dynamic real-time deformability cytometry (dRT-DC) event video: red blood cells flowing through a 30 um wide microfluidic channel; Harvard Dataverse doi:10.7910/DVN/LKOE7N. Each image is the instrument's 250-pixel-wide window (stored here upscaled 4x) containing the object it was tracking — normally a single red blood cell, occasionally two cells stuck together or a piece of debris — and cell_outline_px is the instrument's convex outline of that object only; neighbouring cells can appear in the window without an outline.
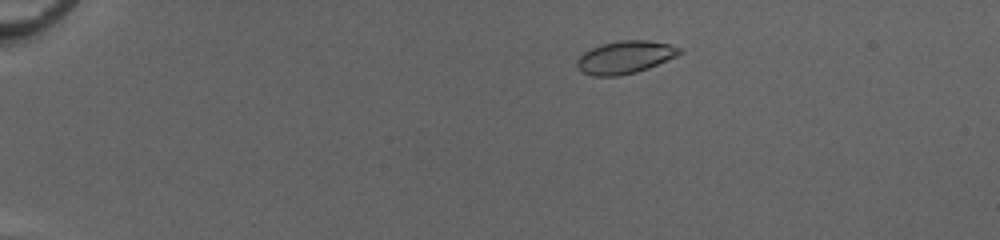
{"species": "common noctule bat (a hibernating species)", "species_latin": "Nyctalus noctula", "temperature_condition": "cold", "stored_images_in_passage": 49, "camera_frame_rate_fps": 3000, "um_per_image_px": 0.085, "animal": {"sex": "female", "body_mass_g": 20.0, "forearm_length_mm": 54.0}, "frame": {"image": 1, "passage_image": 8, "time_ms": 2.333, "image_size_px": [1000, 240], "cell_outline_px": [[684, 52], [676, 56], [648, 68], [636, 72], [620, 76], [592, 76], [584, 72], [576, 64], [576, 60], [584, 52], [600, 44], [620, 40], [648, 40], [668, 44], [680, 48]], "centroid_in_image_um": [53.13, 4.86], "position_along_channel_um": 31.9, "area_um2": 19.42}}
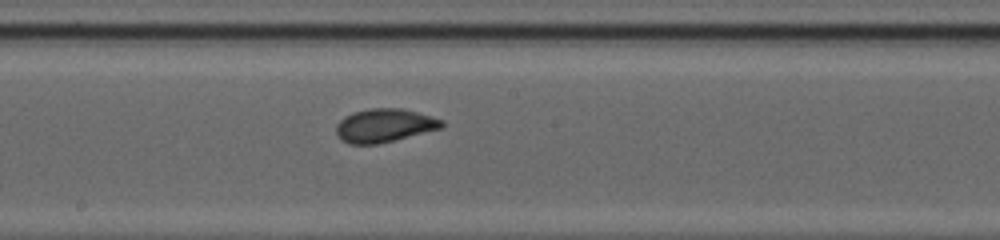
{"frame": {"image": 2, "passage_image": 28, "time_ms": 9.0, "image_size_px": [1000, 240], "cell_outline_px": [[444, 128], [380, 144], [348, 144], [340, 140], [336, 136], [336, 124], [344, 116], [352, 112], [372, 108], [404, 108], [432, 116], [444, 120]], "centroid_in_image_um": [32.68, 10.67], "position_along_channel_um": 215.5, "area_um2": 21.1}}
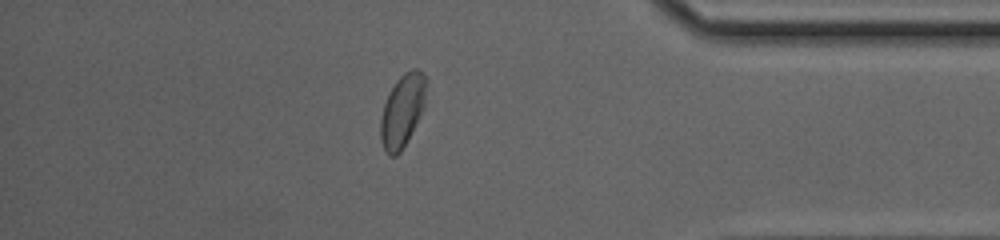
{"frame": {"image": 3, "passage_image": 43, "time_ms": 14.0, "image_size_px": [1000, 240], "cell_outline_px": [[428, 80], [424, 104], [400, 152], [396, 156], [388, 156], [380, 140], [380, 120], [384, 104], [396, 80], [404, 72], [412, 68], [416, 68], [424, 72]], "centroid_in_image_um": [34.2, 9.34], "position_along_channel_um": 401.0, "area_um2": 19.02}, "authors_computed_cell_mechanics": {"area_um2": 19.8832, "velocity_mm_per_s": 4.1157, "shape_relaxation_time_tau1_ms": 2.2707, "shape_relaxation_time_tau2_ms": 0.8823, "deformation_change_tau1": 0.0987, "deformation_change_tau2": 0.0406}}